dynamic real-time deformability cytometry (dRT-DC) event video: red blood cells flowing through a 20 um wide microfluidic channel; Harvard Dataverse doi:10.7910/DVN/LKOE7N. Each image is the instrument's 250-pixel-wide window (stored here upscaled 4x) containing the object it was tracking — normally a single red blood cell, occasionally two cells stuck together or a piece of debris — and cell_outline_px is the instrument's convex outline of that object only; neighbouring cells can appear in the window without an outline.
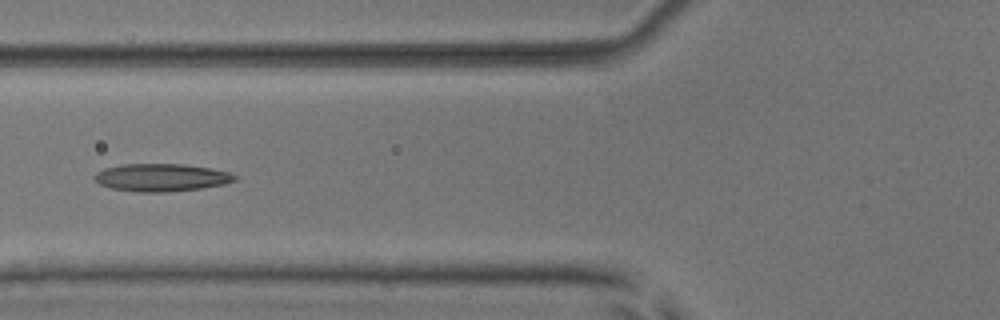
{"species": "common noctule bat (a hibernating species)", "species_latin": "Nyctalus noctula", "temperature_condition": "room temperature", "stored_images_in_passage": 7, "camera_frame_rate_fps": 3000, "um_per_image_px": 0.085, "animal": {"sex": "male", "body_mass_g": 17.9, "forearm_length_mm": 54.2}, "frame": {"image": 1, "passage_image": 6, "time_ms": 6.0, "image_size_px": [1000, 320], "cell_outline_px": [[236, 180], [224, 184], [200, 188], [164, 192], [136, 192], [112, 188], [100, 184], [92, 176], [96, 172], [104, 168], [120, 164], [184, 164], [212, 168], [228, 172], [236, 176]], "centroid_in_image_um": [13.69, 15.08], "position_along_channel_um": 112.1, "area_um2": 22.6}}
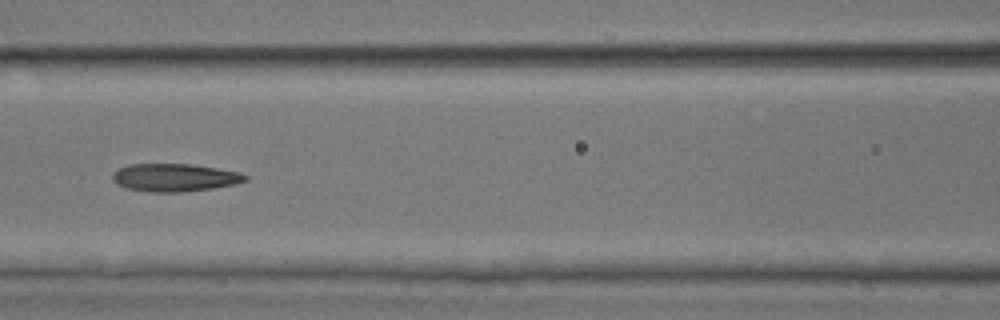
{"frame": {"image": 2, "passage_image": 7, "time_ms": 7.0, "image_size_px": [1000, 320], "cell_outline_px": [[248, 180], [236, 184], [212, 188], [180, 192], [148, 192], [128, 188], [116, 184], [112, 180], [112, 176], [120, 168], [128, 164], [188, 164], [216, 168], [240, 172], [248, 176]], "centroid_in_image_um": [14.86, 15.09], "position_along_channel_um": 151.7, "area_um2": 21.44}}